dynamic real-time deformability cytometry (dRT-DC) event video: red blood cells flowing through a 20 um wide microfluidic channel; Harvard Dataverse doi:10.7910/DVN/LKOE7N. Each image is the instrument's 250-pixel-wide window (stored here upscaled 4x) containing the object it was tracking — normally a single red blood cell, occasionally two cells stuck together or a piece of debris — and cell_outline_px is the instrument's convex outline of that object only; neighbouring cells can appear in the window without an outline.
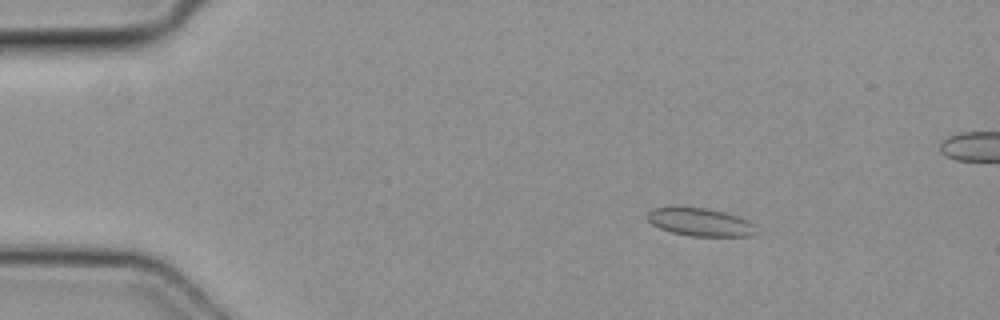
{"species": "common noctule bat (a hibernating species)", "species_latin": "Nyctalus noctula", "temperature_condition": "cold", "stored_images_in_passage": 5, "camera_frame_rate_fps": 3000, "um_per_image_px": 0.085, "animal": {"sex": "female", "body_mass_g": 19.3, "forearm_length_mm": 54.1}, "frame": {"image": 1, "passage_image": 3, "time_ms": 0.667, "image_size_px": [1000, 320], "cell_outline_px": [[760, 232], [752, 236], [688, 236], [672, 232], [660, 228], [652, 224], [648, 220], [648, 212], [652, 208], [708, 208], [724, 212], [748, 220], [756, 224]], "centroid_in_image_um": [59.61, 18.9], "position_along_channel_um": 25.4, "area_um2": 17.74}}